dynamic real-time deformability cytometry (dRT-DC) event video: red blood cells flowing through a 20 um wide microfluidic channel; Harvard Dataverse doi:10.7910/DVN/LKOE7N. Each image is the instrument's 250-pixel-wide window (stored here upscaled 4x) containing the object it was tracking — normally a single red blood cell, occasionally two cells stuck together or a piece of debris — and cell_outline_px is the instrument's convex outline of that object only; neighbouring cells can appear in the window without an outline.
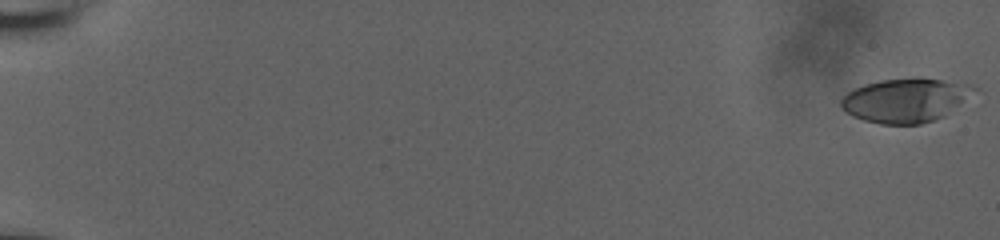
{"species": "human", "species_latin": "Homo sapiens", "temperature_condition": "room temperature", "stored_images_in_passage": 58, "camera_frame_rate_fps": 3000, "um_per_image_px": 0.085, "donor": {"sex": "male"}, "frame": {"image": 1, "passage_image": 1, "time_ms": 0.0, "image_size_px": [1000, 240], "cell_outline_px": [[976, 88], [944, 116], [920, 124], [880, 124], [864, 120], [852, 116], [840, 104], [840, 100], [848, 92], [864, 84], [880, 80], [920, 76], [968, 84]], "centroid_in_image_um": [76.91, 8.5], "position_along_channel_um": 8.1, "area_um2": 33.64}}
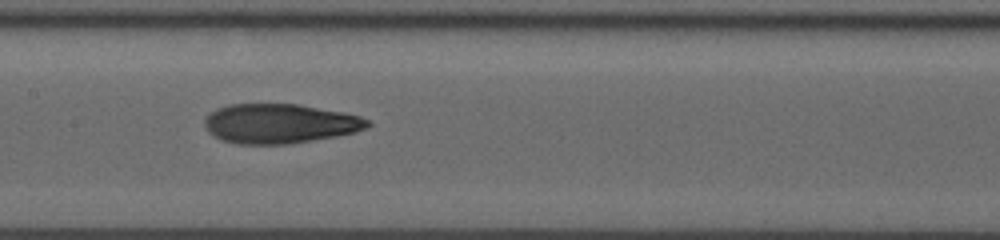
{"frame": {"image": 2, "passage_image": 32, "time_ms": 10.333, "image_size_px": [1000, 240], "cell_outline_px": [[372, 124], [368, 128], [356, 132], [336, 136], [288, 144], [236, 144], [220, 140], [208, 132], [204, 124], [204, 120], [216, 108], [228, 104], [296, 104], [344, 112], [360, 116], [368, 120]], "centroid_in_image_um": [23.78, 10.51], "position_along_channel_um": 183.6, "area_um2": 37.69}}
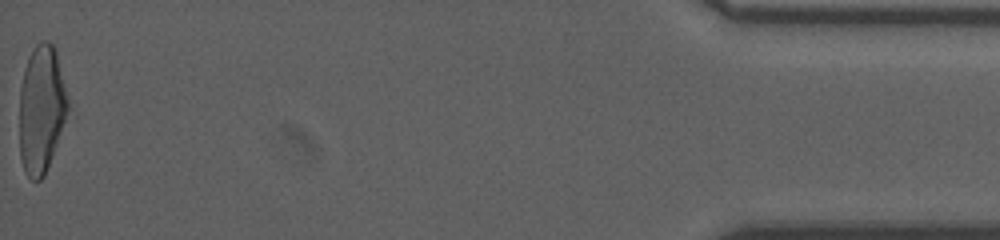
{"frame": {"image": 3, "passage_image": 58, "time_ms": 19.0, "image_size_px": [1000, 240], "cell_outline_px": [[68, 112], [52, 156], [44, 176], [40, 180], [32, 180], [24, 172], [20, 156], [20, 88], [24, 68], [28, 56], [32, 48], [40, 40], [48, 40], [52, 44], [56, 52], [68, 100]], "centroid_in_image_um": [3.5, 9.27], "position_along_channel_um": 431.7, "area_um2": 35.95}, "authors_computed_cell_mechanics": {"area_um2": 36.1539, "velocity_mm_per_s": 3.8603, "shape_relaxation_time_tau1_ms": 5.161, "shape_relaxation_time_tau2_ms": 1.9476, "deformation_change_tau1": 0.1969, "deformation_change_tau2": 0.1019}}